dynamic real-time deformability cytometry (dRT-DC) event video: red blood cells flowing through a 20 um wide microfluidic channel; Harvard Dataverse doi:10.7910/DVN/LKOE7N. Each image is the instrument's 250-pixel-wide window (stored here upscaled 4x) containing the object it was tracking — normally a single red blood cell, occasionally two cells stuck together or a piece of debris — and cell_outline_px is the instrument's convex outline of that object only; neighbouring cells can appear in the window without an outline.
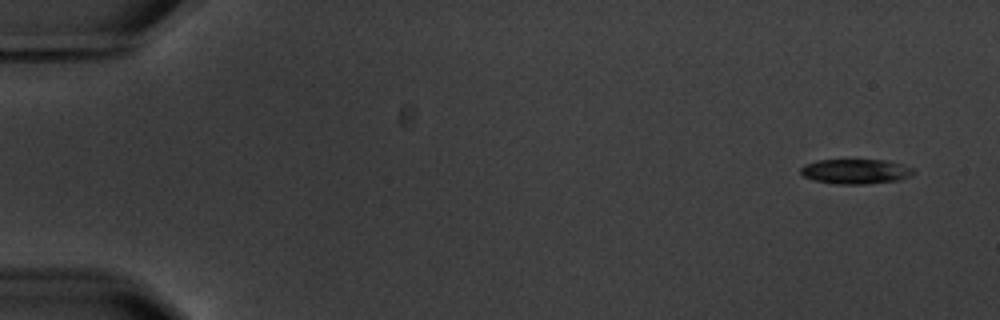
{"species": "common noctule bat (a hibernating species)", "species_latin": "Nyctalus noctula", "temperature_condition": "warm", "stored_images_in_passage": 6, "camera_frame_rate_fps": 3000, "um_per_image_px": 0.085, "animal": {"sex": "male", "body_mass_g": 20.1, "forearm_length_mm": 53.5}, "frame": {"image": 1, "passage_image": 1, "time_ms": 0.0, "image_size_px": [1000, 320], "cell_outline_px": [[916, 172], [912, 176], [900, 180], [864, 184], [836, 184], [812, 180], [804, 176], [800, 172], [800, 168], [804, 164], [816, 160], [884, 160], [900, 164], [912, 168]], "centroid_in_image_um": [72.71, 14.58], "position_along_channel_um": 12.3, "area_um2": 16.42}}
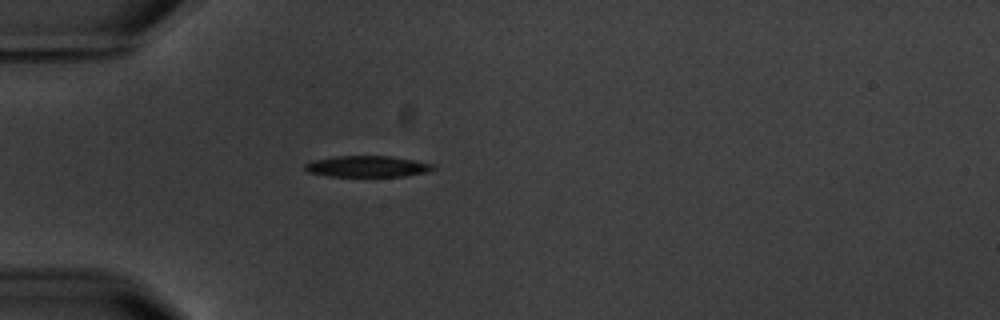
{"frame": {"image": 2, "passage_image": 5, "time_ms": 4.667, "image_size_px": [1000, 320], "cell_outline_px": [[436, 168], [432, 172], [404, 176], [328, 176], [308, 172], [304, 168], [304, 164], [312, 160], [332, 156], [388, 156], [436, 164]], "centroid_in_image_um": [31.25, 14.15], "position_along_channel_um": 53.8, "area_um2": 16.01}}